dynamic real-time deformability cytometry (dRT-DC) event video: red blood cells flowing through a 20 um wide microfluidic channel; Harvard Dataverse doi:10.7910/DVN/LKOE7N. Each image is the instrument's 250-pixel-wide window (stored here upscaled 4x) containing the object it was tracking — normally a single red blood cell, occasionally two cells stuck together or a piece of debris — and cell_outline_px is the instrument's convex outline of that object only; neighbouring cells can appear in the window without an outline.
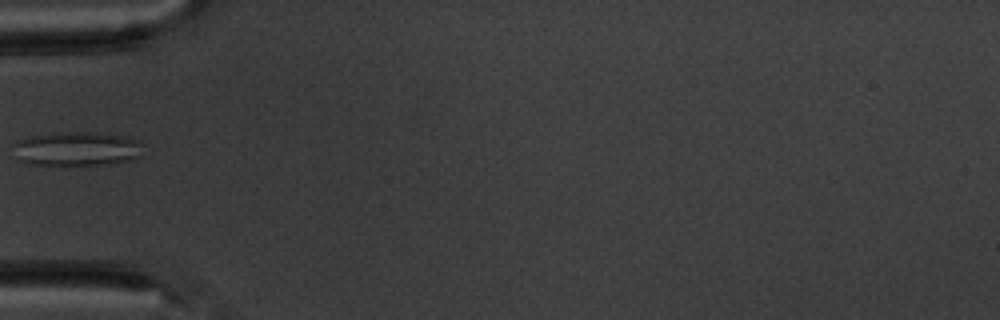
{"species": "common noctule bat (a hibernating species)", "species_latin": "Nyctalus noctula", "temperature_condition": "warm", "stored_images_in_passage": 5, "camera_frame_rate_fps": 3000, "um_per_image_px": 0.085, "animal": {"sex": "male", "body_mass_g": 20.1, "forearm_length_mm": 53.5}, "frame": {"image": 1, "passage_image": 4, "time_ms": 3.333, "image_size_px": [1000, 320], "cell_outline_px": [[144, 144], [136, 156], [132, 160], [112, 164], [28, 164], [16, 160], [12, 144], [12, 140], [28, 136], [56, 132], [84, 132], [128, 136]], "centroid_in_image_um": [6.43, 12.63], "position_along_channel_um": 78.6, "area_um2": 26.07}}
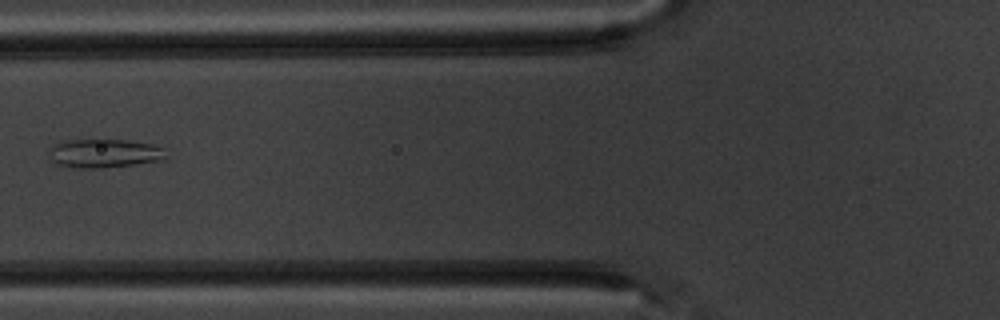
{"frame": {"image": 2, "passage_image": 5, "time_ms": 4.333, "image_size_px": [1000, 320], "cell_outline_px": [[164, 160], [100, 168], [80, 168], [52, 164], [48, 152], [60, 140], [104, 136], [152, 144], [164, 148]], "centroid_in_image_um": [8.78, 12.97], "position_along_channel_um": 117.0, "area_um2": 20.52}}